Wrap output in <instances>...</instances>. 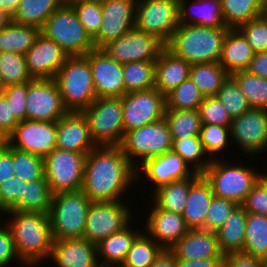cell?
<instances>
[{"label":"cell","instance_id":"cell-1","mask_svg":"<svg viewBox=\"0 0 267 267\" xmlns=\"http://www.w3.org/2000/svg\"><path fill=\"white\" fill-rule=\"evenodd\" d=\"M134 183L136 168L119 146H96L86 155L81 190L92 202L124 200Z\"/></svg>","mask_w":267,"mask_h":267},{"label":"cell","instance_id":"cell-2","mask_svg":"<svg viewBox=\"0 0 267 267\" xmlns=\"http://www.w3.org/2000/svg\"><path fill=\"white\" fill-rule=\"evenodd\" d=\"M3 215L8 217L4 223L11 231L21 262L26 267L48 262L53 242L48 214L5 211Z\"/></svg>","mask_w":267,"mask_h":267},{"label":"cell","instance_id":"cell-3","mask_svg":"<svg viewBox=\"0 0 267 267\" xmlns=\"http://www.w3.org/2000/svg\"><path fill=\"white\" fill-rule=\"evenodd\" d=\"M229 29L179 24L165 47L189 64L219 62Z\"/></svg>","mask_w":267,"mask_h":267},{"label":"cell","instance_id":"cell-4","mask_svg":"<svg viewBox=\"0 0 267 267\" xmlns=\"http://www.w3.org/2000/svg\"><path fill=\"white\" fill-rule=\"evenodd\" d=\"M225 158L226 156L212 159L202 175L209 182L214 196L242 205L263 172L256 167L247 166L249 165L247 163L244 166L243 162L242 164L235 163L236 160L228 162Z\"/></svg>","mask_w":267,"mask_h":267},{"label":"cell","instance_id":"cell-5","mask_svg":"<svg viewBox=\"0 0 267 267\" xmlns=\"http://www.w3.org/2000/svg\"><path fill=\"white\" fill-rule=\"evenodd\" d=\"M54 81L68 112H82L96 99L90 64L85 55L68 56Z\"/></svg>","mask_w":267,"mask_h":267},{"label":"cell","instance_id":"cell-6","mask_svg":"<svg viewBox=\"0 0 267 267\" xmlns=\"http://www.w3.org/2000/svg\"><path fill=\"white\" fill-rule=\"evenodd\" d=\"M91 203L82 190L52 195L48 216L53 240L82 238Z\"/></svg>","mask_w":267,"mask_h":267},{"label":"cell","instance_id":"cell-7","mask_svg":"<svg viewBox=\"0 0 267 267\" xmlns=\"http://www.w3.org/2000/svg\"><path fill=\"white\" fill-rule=\"evenodd\" d=\"M40 33L54 41L68 56H83L95 49L93 39L67 1L45 21Z\"/></svg>","mask_w":267,"mask_h":267},{"label":"cell","instance_id":"cell-8","mask_svg":"<svg viewBox=\"0 0 267 267\" xmlns=\"http://www.w3.org/2000/svg\"><path fill=\"white\" fill-rule=\"evenodd\" d=\"M96 146H119L124 137L122 97L96 98L82 111Z\"/></svg>","mask_w":267,"mask_h":267},{"label":"cell","instance_id":"cell-9","mask_svg":"<svg viewBox=\"0 0 267 267\" xmlns=\"http://www.w3.org/2000/svg\"><path fill=\"white\" fill-rule=\"evenodd\" d=\"M132 165L137 168L145 160L172 149V138L165 119L125 132L119 145Z\"/></svg>","mask_w":267,"mask_h":267},{"label":"cell","instance_id":"cell-10","mask_svg":"<svg viewBox=\"0 0 267 267\" xmlns=\"http://www.w3.org/2000/svg\"><path fill=\"white\" fill-rule=\"evenodd\" d=\"M129 204L124 200L92 202L82 238L97 245L104 238L123 230L135 218L136 210Z\"/></svg>","mask_w":267,"mask_h":267},{"label":"cell","instance_id":"cell-11","mask_svg":"<svg viewBox=\"0 0 267 267\" xmlns=\"http://www.w3.org/2000/svg\"><path fill=\"white\" fill-rule=\"evenodd\" d=\"M86 154L55 148L44 158V175L52 195L81 190Z\"/></svg>","mask_w":267,"mask_h":267},{"label":"cell","instance_id":"cell-12","mask_svg":"<svg viewBox=\"0 0 267 267\" xmlns=\"http://www.w3.org/2000/svg\"><path fill=\"white\" fill-rule=\"evenodd\" d=\"M179 25L178 0H137L135 28L166 45Z\"/></svg>","mask_w":267,"mask_h":267},{"label":"cell","instance_id":"cell-13","mask_svg":"<svg viewBox=\"0 0 267 267\" xmlns=\"http://www.w3.org/2000/svg\"><path fill=\"white\" fill-rule=\"evenodd\" d=\"M165 110L166 97L155 87L126 93L122 97L124 134L163 119Z\"/></svg>","mask_w":267,"mask_h":267},{"label":"cell","instance_id":"cell-14","mask_svg":"<svg viewBox=\"0 0 267 267\" xmlns=\"http://www.w3.org/2000/svg\"><path fill=\"white\" fill-rule=\"evenodd\" d=\"M231 143L251 157L267 152V110L251 108L230 124ZM260 153V154H259Z\"/></svg>","mask_w":267,"mask_h":267},{"label":"cell","instance_id":"cell-15","mask_svg":"<svg viewBox=\"0 0 267 267\" xmlns=\"http://www.w3.org/2000/svg\"><path fill=\"white\" fill-rule=\"evenodd\" d=\"M67 112L54 79H32L27 82V120L56 122Z\"/></svg>","mask_w":267,"mask_h":267},{"label":"cell","instance_id":"cell-16","mask_svg":"<svg viewBox=\"0 0 267 267\" xmlns=\"http://www.w3.org/2000/svg\"><path fill=\"white\" fill-rule=\"evenodd\" d=\"M165 45L156 37L136 28L113 40L101 49L120 64L156 61Z\"/></svg>","mask_w":267,"mask_h":267},{"label":"cell","instance_id":"cell-17","mask_svg":"<svg viewBox=\"0 0 267 267\" xmlns=\"http://www.w3.org/2000/svg\"><path fill=\"white\" fill-rule=\"evenodd\" d=\"M57 121H20L6 142L18 150L45 158L56 148Z\"/></svg>","mask_w":267,"mask_h":267},{"label":"cell","instance_id":"cell-18","mask_svg":"<svg viewBox=\"0 0 267 267\" xmlns=\"http://www.w3.org/2000/svg\"><path fill=\"white\" fill-rule=\"evenodd\" d=\"M195 172L184 159L172 150L156 157L145 160L136 168V184L142 179V183L149 181L152 193L161 186L172 181L183 180L192 177ZM144 175V176H143ZM143 177V178H140ZM139 178V179H138Z\"/></svg>","mask_w":267,"mask_h":267},{"label":"cell","instance_id":"cell-19","mask_svg":"<svg viewBox=\"0 0 267 267\" xmlns=\"http://www.w3.org/2000/svg\"><path fill=\"white\" fill-rule=\"evenodd\" d=\"M137 0H108L102 4V24L93 38L95 49L135 28Z\"/></svg>","mask_w":267,"mask_h":267},{"label":"cell","instance_id":"cell-20","mask_svg":"<svg viewBox=\"0 0 267 267\" xmlns=\"http://www.w3.org/2000/svg\"><path fill=\"white\" fill-rule=\"evenodd\" d=\"M85 56L90 64L96 98L123 97V64L109 57L102 49H94Z\"/></svg>","mask_w":267,"mask_h":267},{"label":"cell","instance_id":"cell-21","mask_svg":"<svg viewBox=\"0 0 267 267\" xmlns=\"http://www.w3.org/2000/svg\"><path fill=\"white\" fill-rule=\"evenodd\" d=\"M68 55L41 33L26 52V68L32 79H54Z\"/></svg>","mask_w":267,"mask_h":267},{"label":"cell","instance_id":"cell-22","mask_svg":"<svg viewBox=\"0 0 267 267\" xmlns=\"http://www.w3.org/2000/svg\"><path fill=\"white\" fill-rule=\"evenodd\" d=\"M149 209L144 231L163 249H170L189 231L181 214L160 209L153 202Z\"/></svg>","mask_w":267,"mask_h":267},{"label":"cell","instance_id":"cell-23","mask_svg":"<svg viewBox=\"0 0 267 267\" xmlns=\"http://www.w3.org/2000/svg\"><path fill=\"white\" fill-rule=\"evenodd\" d=\"M95 147L82 112H67L57 120L56 148L87 155Z\"/></svg>","mask_w":267,"mask_h":267},{"label":"cell","instance_id":"cell-24","mask_svg":"<svg viewBox=\"0 0 267 267\" xmlns=\"http://www.w3.org/2000/svg\"><path fill=\"white\" fill-rule=\"evenodd\" d=\"M55 267H98L97 245L84 238L53 240L49 260Z\"/></svg>","mask_w":267,"mask_h":267},{"label":"cell","instance_id":"cell-25","mask_svg":"<svg viewBox=\"0 0 267 267\" xmlns=\"http://www.w3.org/2000/svg\"><path fill=\"white\" fill-rule=\"evenodd\" d=\"M170 250L176 259L224 258L218 245L216 233L205 229H189Z\"/></svg>","mask_w":267,"mask_h":267},{"label":"cell","instance_id":"cell-26","mask_svg":"<svg viewBox=\"0 0 267 267\" xmlns=\"http://www.w3.org/2000/svg\"><path fill=\"white\" fill-rule=\"evenodd\" d=\"M190 67L191 64L164 47L155 61L154 87L166 97L189 78Z\"/></svg>","mask_w":267,"mask_h":267},{"label":"cell","instance_id":"cell-27","mask_svg":"<svg viewBox=\"0 0 267 267\" xmlns=\"http://www.w3.org/2000/svg\"><path fill=\"white\" fill-rule=\"evenodd\" d=\"M179 24L226 27L221 0H178ZM191 3H190V2Z\"/></svg>","mask_w":267,"mask_h":267},{"label":"cell","instance_id":"cell-28","mask_svg":"<svg viewBox=\"0 0 267 267\" xmlns=\"http://www.w3.org/2000/svg\"><path fill=\"white\" fill-rule=\"evenodd\" d=\"M214 197L209 182L201 174L190 186L182 216L189 229H205L206 215Z\"/></svg>","mask_w":267,"mask_h":267},{"label":"cell","instance_id":"cell-29","mask_svg":"<svg viewBox=\"0 0 267 267\" xmlns=\"http://www.w3.org/2000/svg\"><path fill=\"white\" fill-rule=\"evenodd\" d=\"M132 223L97 244L100 266L119 267L122 264L133 242L142 232L139 227L133 228Z\"/></svg>","mask_w":267,"mask_h":267},{"label":"cell","instance_id":"cell-30","mask_svg":"<svg viewBox=\"0 0 267 267\" xmlns=\"http://www.w3.org/2000/svg\"><path fill=\"white\" fill-rule=\"evenodd\" d=\"M254 54L243 34L238 29H229L223 42L219 63L231 75L238 71H245Z\"/></svg>","mask_w":267,"mask_h":267},{"label":"cell","instance_id":"cell-31","mask_svg":"<svg viewBox=\"0 0 267 267\" xmlns=\"http://www.w3.org/2000/svg\"><path fill=\"white\" fill-rule=\"evenodd\" d=\"M247 212L237 205L224 224L215 231L222 254L242 253L244 246Z\"/></svg>","mask_w":267,"mask_h":267},{"label":"cell","instance_id":"cell-32","mask_svg":"<svg viewBox=\"0 0 267 267\" xmlns=\"http://www.w3.org/2000/svg\"><path fill=\"white\" fill-rule=\"evenodd\" d=\"M200 175L195 173L190 178L172 181L167 185L161 186L152 193V202L160 209L182 215L189 188Z\"/></svg>","mask_w":267,"mask_h":267},{"label":"cell","instance_id":"cell-33","mask_svg":"<svg viewBox=\"0 0 267 267\" xmlns=\"http://www.w3.org/2000/svg\"><path fill=\"white\" fill-rule=\"evenodd\" d=\"M51 200L52 193L45 178L23 182L21 200L8 211L48 214Z\"/></svg>","mask_w":267,"mask_h":267},{"label":"cell","instance_id":"cell-34","mask_svg":"<svg viewBox=\"0 0 267 267\" xmlns=\"http://www.w3.org/2000/svg\"><path fill=\"white\" fill-rule=\"evenodd\" d=\"M67 0H21L12 15L16 23L42 29L45 21Z\"/></svg>","mask_w":267,"mask_h":267},{"label":"cell","instance_id":"cell-35","mask_svg":"<svg viewBox=\"0 0 267 267\" xmlns=\"http://www.w3.org/2000/svg\"><path fill=\"white\" fill-rule=\"evenodd\" d=\"M39 34V29L33 26L19 24L12 20L0 30V52L25 55Z\"/></svg>","mask_w":267,"mask_h":267},{"label":"cell","instance_id":"cell-36","mask_svg":"<svg viewBox=\"0 0 267 267\" xmlns=\"http://www.w3.org/2000/svg\"><path fill=\"white\" fill-rule=\"evenodd\" d=\"M229 76L219 62L191 64L190 67L189 77L204 97L216 96Z\"/></svg>","mask_w":267,"mask_h":267},{"label":"cell","instance_id":"cell-37","mask_svg":"<svg viewBox=\"0 0 267 267\" xmlns=\"http://www.w3.org/2000/svg\"><path fill=\"white\" fill-rule=\"evenodd\" d=\"M242 253L267 260V216L247 213Z\"/></svg>","mask_w":267,"mask_h":267},{"label":"cell","instance_id":"cell-38","mask_svg":"<svg viewBox=\"0 0 267 267\" xmlns=\"http://www.w3.org/2000/svg\"><path fill=\"white\" fill-rule=\"evenodd\" d=\"M226 27L237 29L240 25L264 13L265 0H221Z\"/></svg>","mask_w":267,"mask_h":267},{"label":"cell","instance_id":"cell-39","mask_svg":"<svg viewBox=\"0 0 267 267\" xmlns=\"http://www.w3.org/2000/svg\"><path fill=\"white\" fill-rule=\"evenodd\" d=\"M164 119L167 122L172 139L200 136L202 124L198 109H166Z\"/></svg>","mask_w":267,"mask_h":267},{"label":"cell","instance_id":"cell-40","mask_svg":"<svg viewBox=\"0 0 267 267\" xmlns=\"http://www.w3.org/2000/svg\"><path fill=\"white\" fill-rule=\"evenodd\" d=\"M163 248L142 231L125 256L119 267H150Z\"/></svg>","mask_w":267,"mask_h":267},{"label":"cell","instance_id":"cell-41","mask_svg":"<svg viewBox=\"0 0 267 267\" xmlns=\"http://www.w3.org/2000/svg\"><path fill=\"white\" fill-rule=\"evenodd\" d=\"M155 61L131 62L123 64L125 94L154 88Z\"/></svg>","mask_w":267,"mask_h":267},{"label":"cell","instance_id":"cell-42","mask_svg":"<svg viewBox=\"0 0 267 267\" xmlns=\"http://www.w3.org/2000/svg\"><path fill=\"white\" fill-rule=\"evenodd\" d=\"M171 150L180 155L195 173L202 174L211 163L200 136L172 139Z\"/></svg>","mask_w":267,"mask_h":267},{"label":"cell","instance_id":"cell-43","mask_svg":"<svg viewBox=\"0 0 267 267\" xmlns=\"http://www.w3.org/2000/svg\"><path fill=\"white\" fill-rule=\"evenodd\" d=\"M200 138L203 149L211 160L222 158L223 152L226 153L227 149L234 147L231 143L230 127L216 124H202Z\"/></svg>","mask_w":267,"mask_h":267},{"label":"cell","instance_id":"cell-44","mask_svg":"<svg viewBox=\"0 0 267 267\" xmlns=\"http://www.w3.org/2000/svg\"><path fill=\"white\" fill-rule=\"evenodd\" d=\"M246 96L251 108L267 110V79L238 71L230 75Z\"/></svg>","mask_w":267,"mask_h":267},{"label":"cell","instance_id":"cell-45","mask_svg":"<svg viewBox=\"0 0 267 267\" xmlns=\"http://www.w3.org/2000/svg\"><path fill=\"white\" fill-rule=\"evenodd\" d=\"M204 98L189 77L166 96V109L196 110Z\"/></svg>","mask_w":267,"mask_h":267},{"label":"cell","instance_id":"cell-46","mask_svg":"<svg viewBox=\"0 0 267 267\" xmlns=\"http://www.w3.org/2000/svg\"><path fill=\"white\" fill-rule=\"evenodd\" d=\"M0 78L5 86L31 81L26 68L25 55L0 52Z\"/></svg>","mask_w":267,"mask_h":267},{"label":"cell","instance_id":"cell-47","mask_svg":"<svg viewBox=\"0 0 267 267\" xmlns=\"http://www.w3.org/2000/svg\"><path fill=\"white\" fill-rule=\"evenodd\" d=\"M13 171L23 182L45 178L44 158L13 147Z\"/></svg>","mask_w":267,"mask_h":267},{"label":"cell","instance_id":"cell-48","mask_svg":"<svg viewBox=\"0 0 267 267\" xmlns=\"http://www.w3.org/2000/svg\"><path fill=\"white\" fill-rule=\"evenodd\" d=\"M216 97L224 105L231 118L238 117L251 109L246 96L231 76L222 84Z\"/></svg>","mask_w":267,"mask_h":267},{"label":"cell","instance_id":"cell-49","mask_svg":"<svg viewBox=\"0 0 267 267\" xmlns=\"http://www.w3.org/2000/svg\"><path fill=\"white\" fill-rule=\"evenodd\" d=\"M67 2L73 7L79 21L93 39L102 24V4L81 0H67Z\"/></svg>","mask_w":267,"mask_h":267},{"label":"cell","instance_id":"cell-50","mask_svg":"<svg viewBox=\"0 0 267 267\" xmlns=\"http://www.w3.org/2000/svg\"><path fill=\"white\" fill-rule=\"evenodd\" d=\"M255 53L267 50V17L263 14L237 28Z\"/></svg>","mask_w":267,"mask_h":267},{"label":"cell","instance_id":"cell-51","mask_svg":"<svg viewBox=\"0 0 267 267\" xmlns=\"http://www.w3.org/2000/svg\"><path fill=\"white\" fill-rule=\"evenodd\" d=\"M201 124L230 127L232 118L216 96L205 97L198 107Z\"/></svg>","mask_w":267,"mask_h":267},{"label":"cell","instance_id":"cell-52","mask_svg":"<svg viewBox=\"0 0 267 267\" xmlns=\"http://www.w3.org/2000/svg\"><path fill=\"white\" fill-rule=\"evenodd\" d=\"M234 201L214 196L206 215V230L219 229L237 206Z\"/></svg>","mask_w":267,"mask_h":267},{"label":"cell","instance_id":"cell-53","mask_svg":"<svg viewBox=\"0 0 267 267\" xmlns=\"http://www.w3.org/2000/svg\"><path fill=\"white\" fill-rule=\"evenodd\" d=\"M4 95L14 117L19 122L26 120L27 82L6 86Z\"/></svg>","mask_w":267,"mask_h":267},{"label":"cell","instance_id":"cell-54","mask_svg":"<svg viewBox=\"0 0 267 267\" xmlns=\"http://www.w3.org/2000/svg\"><path fill=\"white\" fill-rule=\"evenodd\" d=\"M242 206L247 213L267 216V182L262 177L252 187Z\"/></svg>","mask_w":267,"mask_h":267},{"label":"cell","instance_id":"cell-55","mask_svg":"<svg viewBox=\"0 0 267 267\" xmlns=\"http://www.w3.org/2000/svg\"><path fill=\"white\" fill-rule=\"evenodd\" d=\"M23 190V181L13 176L0 184V211L11 210L20 200Z\"/></svg>","mask_w":267,"mask_h":267},{"label":"cell","instance_id":"cell-56","mask_svg":"<svg viewBox=\"0 0 267 267\" xmlns=\"http://www.w3.org/2000/svg\"><path fill=\"white\" fill-rule=\"evenodd\" d=\"M18 262L21 267H26L17 256L13 237L10 229L2 221L0 224V267H10L13 262Z\"/></svg>","mask_w":267,"mask_h":267},{"label":"cell","instance_id":"cell-57","mask_svg":"<svg viewBox=\"0 0 267 267\" xmlns=\"http://www.w3.org/2000/svg\"><path fill=\"white\" fill-rule=\"evenodd\" d=\"M19 121L11 112L10 104L7 103L5 95L0 96V141L6 138L14 131Z\"/></svg>","mask_w":267,"mask_h":267},{"label":"cell","instance_id":"cell-58","mask_svg":"<svg viewBox=\"0 0 267 267\" xmlns=\"http://www.w3.org/2000/svg\"><path fill=\"white\" fill-rule=\"evenodd\" d=\"M13 176V147L3 140L0 141V184Z\"/></svg>","mask_w":267,"mask_h":267},{"label":"cell","instance_id":"cell-59","mask_svg":"<svg viewBox=\"0 0 267 267\" xmlns=\"http://www.w3.org/2000/svg\"><path fill=\"white\" fill-rule=\"evenodd\" d=\"M264 260L244 253H233L225 255L223 267H263Z\"/></svg>","mask_w":267,"mask_h":267},{"label":"cell","instance_id":"cell-60","mask_svg":"<svg viewBox=\"0 0 267 267\" xmlns=\"http://www.w3.org/2000/svg\"><path fill=\"white\" fill-rule=\"evenodd\" d=\"M245 71L252 75L267 79V50L255 53Z\"/></svg>","mask_w":267,"mask_h":267},{"label":"cell","instance_id":"cell-61","mask_svg":"<svg viewBox=\"0 0 267 267\" xmlns=\"http://www.w3.org/2000/svg\"><path fill=\"white\" fill-rule=\"evenodd\" d=\"M177 267H223V258L185 260L176 259Z\"/></svg>","mask_w":267,"mask_h":267},{"label":"cell","instance_id":"cell-62","mask_svg":"<svg viewBox=\"0 0 267 267\" xmlns=\"http://www.w3.org/2000/svg\"><path fill=\"white\" fill-rule=\"evenodd\" d=\"M150 267H177L174 253L170 249H163Z\"/></svg>","mask_w":267,"mask_h":267},{"label":"cell","instance_id":"cell-63","mask_svg":"<svg viewBox=\"0 0 267 267\" xmlns=\"http://www.w3.org/2000/svg\"><path fill=\"white\" fill-rule=\"evenodd\" d=\"M20 1L21 0H0V9L6 10L10 15H13Z\"/></svg>","mask_w":267,"mask_h":267},{"label":"cell","instance_id":"cell-64","mask_svg":"<svg viewBox=\"0 0 267 267\" xmlns=\"http://www.w3.org/2000/svg\"><path fill=\"white\" fill-rule=\"evenodd\" d=\"M12 21V15L6 10L0 9V30L7 26Z\"/></svg>","mask_w":267,"mask_h":267},{"label":"cell","instance_id":"cell-65","mask_svg":"<svg viewBox=\"0 0 267 267\" xmlns=\"http://www.w3.org/2000/svg\"><path fill=\"white\" fill-rule=\"evenodd\" d=\"M5 84L3 83V81L0 78V96L4 94L5 92Z\"/></svg>","mask_w":267,"mask_h":267},{"label":"cell","instance_id":"cell-66","mask_svg":"<svg viewBox=\"0 0 267 267\" xmlns=\"http://www.w3.org/2000/svg\"><path fill=\"white\" fill-rule=\"evenodd\" d=\"M81 1L103 4L104 2L108 0H81Z\"/></svg>","mask_w":267,"mask_h":267},{"label":"cell","instance_id":"cell-67","mask_svg":"<svg viewBox=\"0 0 267 267\" xmlns=\"http://www.w3.org/2000/svg\"><path fill=\"white\" fill-rule=\"evenodd\" d=\"M263 14L267 17V0H265L264 13Z\"/></svg>","mask_w":267,"mask_h":267},{"label":"cell","instance_id":"cell-68","mask_svg":"<svg viewBox=\"0 0 267 267\" xmlns=\"http://www.w3.org/2000/svg\"><path fill=\"white\" fill-rule=\"evenodd\" d=\"M264 173H262V178L267 182V173H265L266 171H263Z\"/></svg>","mask_w":267,"mask_h":267},{"label":"cell","instance_id":"cell-69","mask_svg":"<svg viewBox=\"0 0 267 267\" xmlns=\"http://www.w3.org/2000/svg\"><path fill=\"white\" fill-rule=\"evenodd\" d=\"M263 267H267V260L264 261Z\"/></svg>","mask_w":267,"mask_h":267},{"label":"cell","instance_id":"cell-70","mask_svg":"<svg viewBox=\"0 0 267 267\" xmlns=\"http://www.w3.org/2000/svg\"><path fill=\"white\" fill-rule=\"evenodd\" d=\"M1 216H3V212L0 211V218H1ZM0 223H2V222L0 221Z\"/></svg>","mask_w":267,"mask_h":267}]
</instances>
